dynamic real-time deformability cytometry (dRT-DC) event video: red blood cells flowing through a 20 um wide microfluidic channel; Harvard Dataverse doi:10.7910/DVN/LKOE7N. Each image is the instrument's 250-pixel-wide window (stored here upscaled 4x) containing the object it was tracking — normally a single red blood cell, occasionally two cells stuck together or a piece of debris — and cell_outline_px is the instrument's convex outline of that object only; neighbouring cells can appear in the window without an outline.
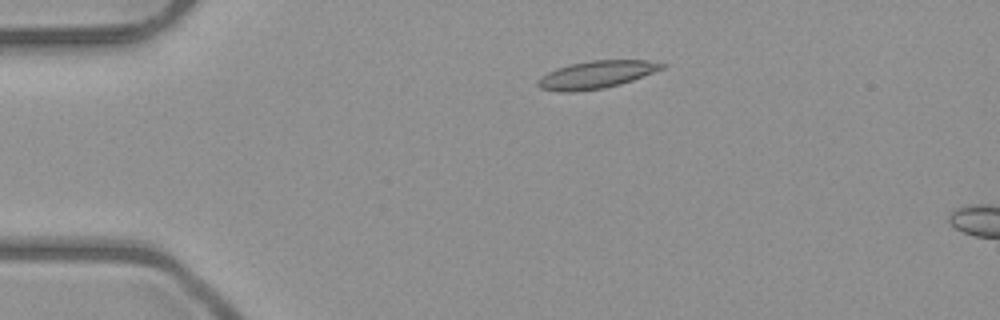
{"species": "common noctule bat (a hibernating species)", "species_latin": "Nyctalus noctula", "temperature_condition": "room temperature", "stored_images_in_passage": 2, "camera_frame_rate_fps": 3000, "um_per_image_px": 0.085, "animal": {"sex": "male", "body_mass_g": 23.1, "forearm_length_mm": 52.7}, "frame": {"image": 1, "passage_image": 1, "time_ms": 0.0, "image_size_px": [1000, 320], "cell_outline_px": [[668, 64], [664, 68], [632, 80], [620, 84], [604, 88], [572, 92], [560, 92], [540, 88], [536, 84], [536, 80], [540, 76], [556, 68], [572, 64], [592, 60], [648, 60]], "centroid_in_image_um": [50.66, 6.34], "position_along_channel_um": 34.3, "area_um2": 19.94}}